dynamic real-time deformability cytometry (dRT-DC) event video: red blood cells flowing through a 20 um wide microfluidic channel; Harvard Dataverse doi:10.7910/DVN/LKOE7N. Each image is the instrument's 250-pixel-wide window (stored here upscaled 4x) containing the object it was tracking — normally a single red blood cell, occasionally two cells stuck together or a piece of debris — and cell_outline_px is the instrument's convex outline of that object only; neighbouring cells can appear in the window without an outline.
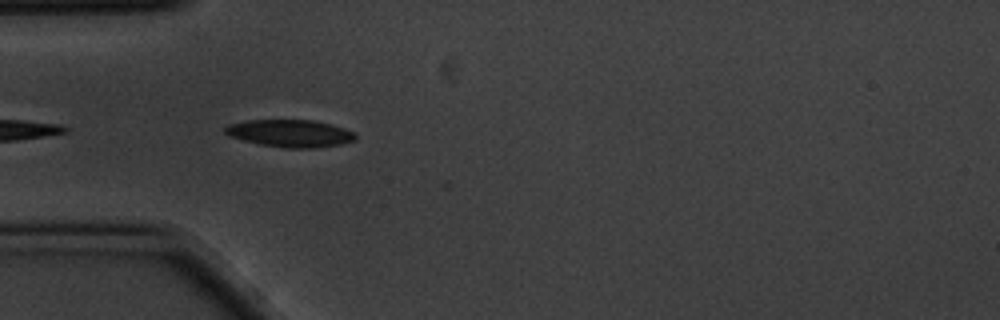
{"species": "common noctule bat (a hibernating species)", "species_latin": "Nyctalus noctula", "temperature_condition": "cold", "stored_images_in_passage": 3, "camera_frame_rate_fps": 3000, "um_per_image_px": 0.085, "animal": {"sex": "male", "body_mass_g": 20.1, "forearm_length_mm": 53.5}, "frame": {"image": 1, "passage_image": 1, "time_ms": 0.0, "image_size_px": [1000, 320], "cell_outline_px": [[356, 140], [340, 144], [316, 148], [288, 148], [260, 144], [228, 136], [224, 132], [224, 128], [228, 124], [248, 120], [312, 120], [332, 124], [344, 128], [352, 132], [356, 136]], "centroid_in_image_um": [24.65, 11.33], "position_along_channel_um": 60.3, "area_um2": 20.75}}
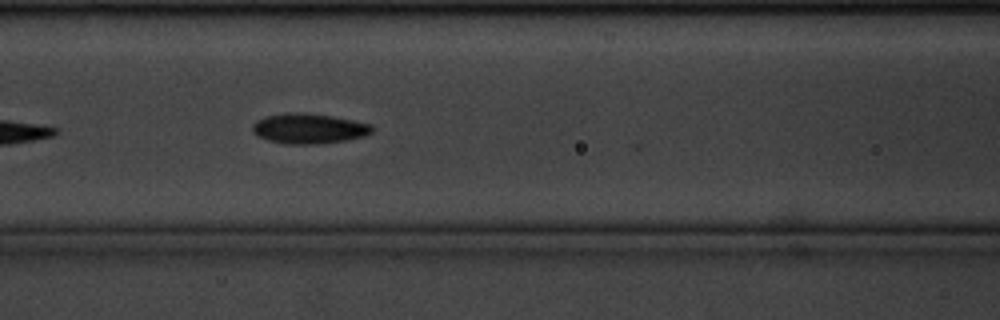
{"frame": {"image": 2, "passage_image": 3, "time_ms": 0.667, "image_size_px": [1000, 320], "cell_outline_px": [[372, 132], [364, 136], [348, 140], [320, 144], [284, 144], [268, 140], [256, 136], [252, 132], [252, 124], [256, 120], [268, 116], [284, 112], [304, 112], [332, 116], [372, 124]], "centroid_in_image_um": [26.22, 10.93], "position_along_channel_um": 140.4, "area_um2": 21.27}}